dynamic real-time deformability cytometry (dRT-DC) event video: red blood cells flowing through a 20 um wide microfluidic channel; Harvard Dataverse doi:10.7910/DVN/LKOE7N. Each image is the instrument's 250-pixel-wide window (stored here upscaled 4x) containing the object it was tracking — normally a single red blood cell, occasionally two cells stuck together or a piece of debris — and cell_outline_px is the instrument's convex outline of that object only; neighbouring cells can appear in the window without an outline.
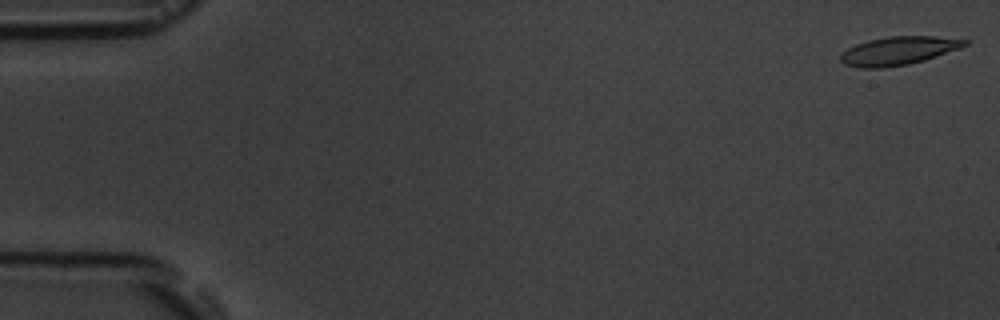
{"species": "common noctule bat (a hibernating species)", "species_latin": "Nyctalus noctula", "temperature_condition": "room temperature", "stored_images_in_passage": 15, "camera_frame_rate_fps": 3000, "um_per_image_px": 0.085, "animal": {"sex": "male", "body_mass_g": 19.5, "forearm_length_mm": 54.6}, "frame": {"image": 1, "passage_image": 1, "time_ms": 0.0, "image_size_px": [1000, 320], "cell_outline_px": [[968, 44], [960, 48], [924, 60], [908, 64], [884, 68], [860, 68], [844, 64], [840, 60], [840, 56], [848, 48], [856, 44], [868, 40], [888, 36], [936, 36], [968, 40]], "centroid_in_image_um": [76.36, 4.31], "position_along_channel_um": 8.6, "area_um2": 20.46}}
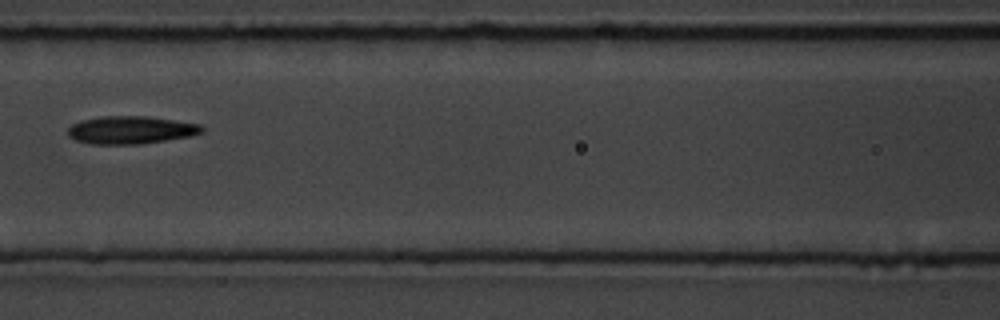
{"frame": {"image": 2, "passage_image": 7, "time_ms": 8.0, "image_size_px": [1000, 320], "cell_outline_px": [[204, 132], [192, 136], [140, 144], [92, 144], [76, 140], [68, 136], [68, 128], [72, 124], [80, 120], [100, 116], [148, 116], [200, 124], [204, 128]], "centroid_in_image_um": [11.12, 11.04], "position_along_channel_um": 155.5, "area_um2": 21.85}}
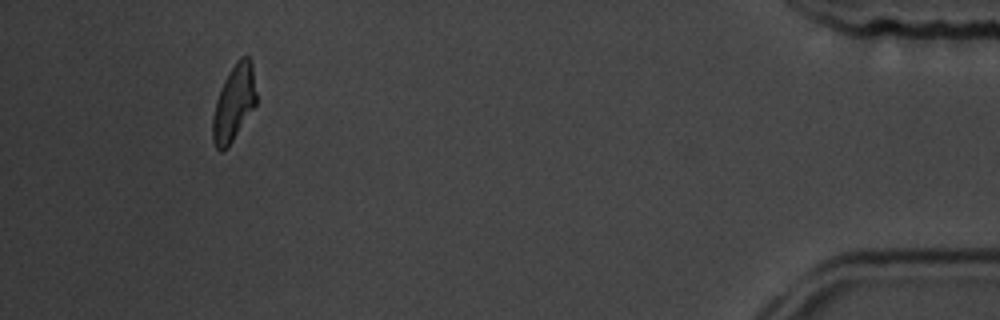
{"frame": {"image": 3, "passage_image": 14, "time_ms": 17.0, "image_size_px": [1000, 320], "cell_outline_px": [[256, 104], [228, 148], [224, 152], [220, 152], [216, 148], [212, 140], [212, 116], [216, 100], [224, 80], [228, 72], [236, 60], [240, 56], [248, 56], [252, 60], [256, 92]], "centroid_in_image_um": [19.87, 8.76], "position_along_channel_um": 415.3, "area_um2": 19.59}}